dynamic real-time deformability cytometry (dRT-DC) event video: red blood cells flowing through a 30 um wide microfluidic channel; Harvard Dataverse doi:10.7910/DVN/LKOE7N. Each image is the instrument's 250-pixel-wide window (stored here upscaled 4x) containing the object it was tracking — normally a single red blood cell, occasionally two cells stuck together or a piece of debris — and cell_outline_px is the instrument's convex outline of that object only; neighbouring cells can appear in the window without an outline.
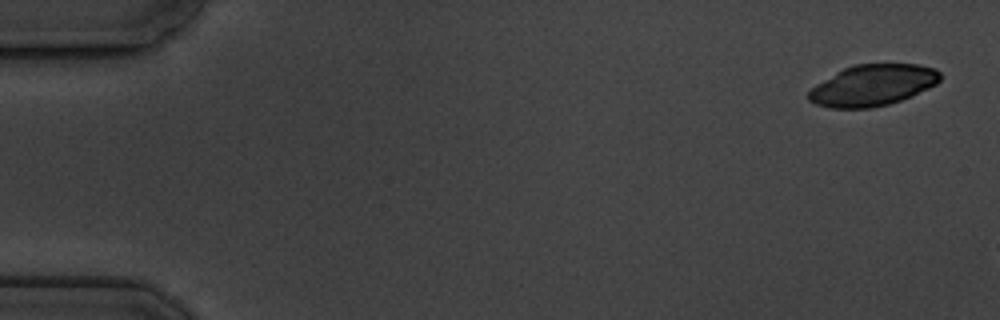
{"species": "common noctule bat (a hibernating species)", "species_latin": "Nyctalus noctula", "temperature_condition": "cold", "stored_images_in_passage": 14, "camera_frame_rate_fps": 3000, "um_per_image_px": 0.085, "animal": {"sex": "male", "body_mass_g": 19.5, "forearm_length_mm": 54.6}, "frame": {"image": 1, "passage_image": 1, "time_ms": 0.0, "image_size_px": [1000, 320], "cell_outline_px": [[940, 80], [936, 84], [912, 96], [888, 104], [872, 108], [828, 108], [816, 104], [808, 100], [808, 92], [816, 84], [836, 72], [844, 68], [856, 64], [920, 64], [936, 68], [940, 72]], "centroid_in_image_um": [74.18, 7.24], "position_along_channel_um": 10.8, "area_um2": 31.62}}